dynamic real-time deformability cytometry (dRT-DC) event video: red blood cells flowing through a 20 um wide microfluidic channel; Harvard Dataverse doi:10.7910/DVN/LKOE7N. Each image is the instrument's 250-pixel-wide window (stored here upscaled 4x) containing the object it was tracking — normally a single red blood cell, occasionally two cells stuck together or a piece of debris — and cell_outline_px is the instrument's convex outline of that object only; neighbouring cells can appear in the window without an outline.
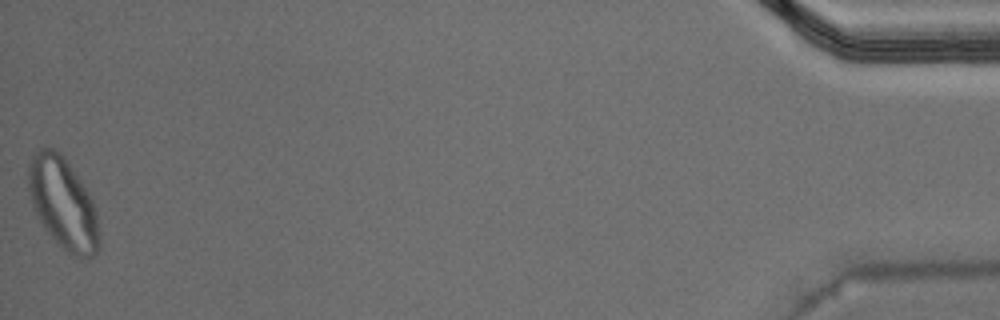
{"species": "Egyptian fruit bat (a non-hibernating species)", "species_latin": "Rousettus aegyptiacus", "temperature_condition": "warm", "stored_images_in_passage": 50, "camera_frame_rate_fps": 3000, "um_per_image_px": 0.085, "animal": {"sex": "male"}, "frame": {"image": 1, "passage_image": 50, "time_ms": 16.333, "image_size_px": [1000, 320], "cell_outline_px": [[100, 248], [92, 256], [72, 256], [44, 228], [32, 204], [28, 188], [28, 164], [36, 152], [40, 148], [52, 148], [60, 152], [64, 156], [88, 192], [92, 200], [96, 212], [100, 232]], "centroid_in_image_um": [5.37, 17.27], "position_along_channel_um": 429.8, "area_um2": 37.28}, "authors_computed_cell_mechanics": {"area_um2": 22.9177, "velocity_mm_per_s": 3.9555, "shape_relaxation_time_tau1_ms": null, "shape_relaxation_time_tau2_ms": 0.8839, "deformation_change_tau1": null, "deformation_change_tau2": 0.054}}